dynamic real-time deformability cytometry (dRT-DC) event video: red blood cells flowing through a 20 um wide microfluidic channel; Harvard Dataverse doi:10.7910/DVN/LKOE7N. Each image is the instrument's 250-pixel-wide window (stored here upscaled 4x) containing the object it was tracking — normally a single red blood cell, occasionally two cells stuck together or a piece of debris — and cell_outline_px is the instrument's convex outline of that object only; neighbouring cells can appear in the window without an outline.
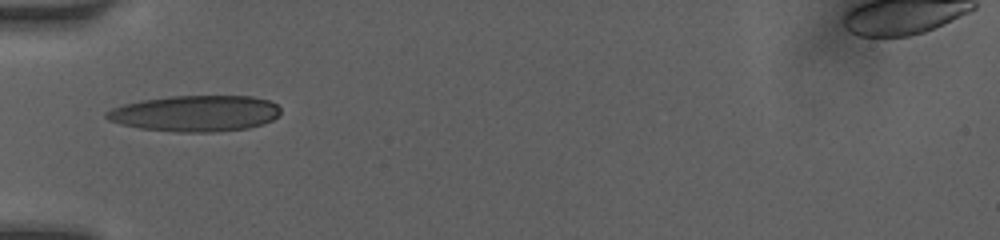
{"species": "human", "species_latin": "Homo sapiens", "temperature_condition": "room temperature", "stored_images_in_passage": 2, "camera_frame_rate_fps": 3000, "um_per_image_px": 0.085, "donor": {"sex": "female"}, "frame": {"image": 1, "passage_image": 1, "time_ms": 0.0, "image_size_px": [1000, 240], "cell_outline_px": [[280, 112], [272, 120], [264, 124], [248, 128], [212, 132], [176, 132], [140, 128], [120, 124], [108, 120], [104, 116], [104, 112], [112, 108], [124, 104], [140, 100], [172, 96], [252, 96], [268, 100], [276, 104], [280, 108]], "centroid_in_image_um": [16.58, 9.64], "position_along_channel_um": 68.4, "area_um2": 36.7}}